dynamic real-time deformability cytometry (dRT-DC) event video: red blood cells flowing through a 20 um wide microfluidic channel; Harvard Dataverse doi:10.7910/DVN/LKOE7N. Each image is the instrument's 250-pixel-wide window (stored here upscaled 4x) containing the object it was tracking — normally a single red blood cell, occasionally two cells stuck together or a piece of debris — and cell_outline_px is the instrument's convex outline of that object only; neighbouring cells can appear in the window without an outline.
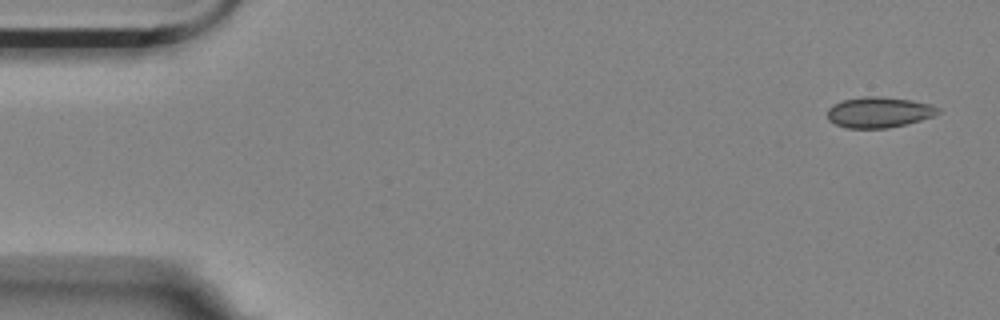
{"species": "Egyptian fruit bat (a non-hibernating species)", "species_latin": "Rousettus aegyptiacus", "temperature_condition": "room temperature", "stored_images_in_passage": 4, "camera_frame_rate_fps": 3000, "um_per_image_px": 0.085, "animal": {"sex": "female"}, "frame": {"image": 1, "passage_image": 1, "time_ms": 0.0, "image_size_px": [1000, 320], "cell_outline_px": [[940, 112], [932, 116], [920, 120], [888, 128], [848, 128], [836, 124], [828, 120], [828, 108], [832, 104], [844, 100], [864, 96], [880, 96], [912, 100], [932, 104], [940, 108]], "centroid_in_image_um": [74.71, 9.53], "position_along_channel_um": 10.3, "area_um2": 19.77}}
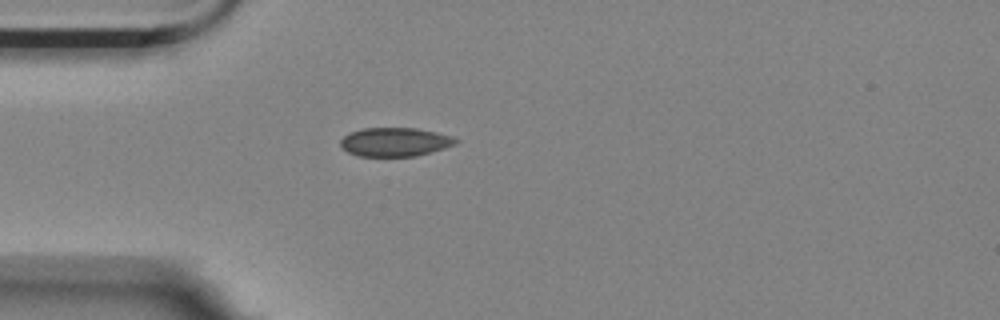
{"frame": {"image": 2, "passage_image": 4, "time_ms": 1.0, "image_size_px": [1000, 320], "cell_outline_px": [[460, 140], [456, 144], [432, 152], [416, 156], [356, 156], [348, 152], [340, 144], [340, 140], [344, 136], [352, 132], [364, 128], [416, 128], [436, 132], [452, 136]], "centroid_in_image_um": [33.6, 12.07], "position_along_channel_um": 51.4, "area_um2": 19.31}}